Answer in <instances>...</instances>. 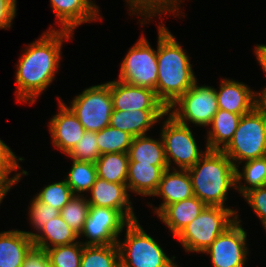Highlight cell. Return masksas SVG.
<instances>
[{
    "label": "cell",
    "mask_w": 266,
    "mask_h": 267,
    "mask_svg": "<svg viewBox=\"0 0 266 267\" xmlns=\"http://www.w3.org/2000/svg\"><path fill=\"white\" fill-rule=\"evenodd\" d=\"M237 215L238 210L232 207L206 206L175 238L186 253L203 254L237 220Z\"/></svg>",
    "instance_id": "5"
},
{
    "label": "cell",
    "mask_w": 266,
    "mask_h": 267,
    "mask_svg": "<svg viewBox=\"0 0 266 267\" xmlns=\"http://www.w3.org/2000/svg\"><path fill=\"white\" fill-rule=\"evenodd\" d=\"M33 247L32 238L23 230L0 232V267H21Z\"/></svg>",
    "instance_id": "21"
},
{
    "label": "cell",
    "mask_w": 266,
    "mask_h": 267,
    "mask_svg": "<svg viewBox=\"0 0 266 267\" xmlns=\"http://www.w3.org/2000/svg\"><path fill=\"white\" fill-rule=\"evenodd\" d=\"M22 175V172L14 173L13 176H4L0 180V205L3 202V199L6 197L8 192H10L11 189H13V186L18 184L20 182V177Z\"/></svg>",
    "instance_id": "41"
},
{
    "label": "cell",
    "mask_w": 266,
    "mask_h": 267,
    "mask_svg": "<svg viewBox=\"0 0 266 267\" xmlns=\"http://www.w3.org/2000/svg\"><path fill=\"white\" fill-rule=\"evenodd\" d=\"M167 110H113L110 118V126L121 131L128 132L133 137L147 135L152 127L165 119Z\"/></svg>",
    "instance_id": "19"
},
{
    "label": "cell",
    "mask_w": 266,
    "mask_h": 267,
    "mask_svg": "<svg viewBox=\"0 0 266 267\" xmlns=\"http://www.w3.org/2000/svg\"><path fill=\"white\" fill-rule=\"evenodd\" d=\"M215 88L219 109L243 116L256 106V91L233 79H221Z\"/></svg>",
    "instance_id": "18"
},
{
    "label": "cell",
    "mask_w": 266,
    "mask_h": 267,
    "mask_svg": "<svg viewBox=\"0 0 266 267\" xmlns=\"http://www.w3.org/2000/svg\"><path fill=\"white\" fill-rule=\"evenodd\" d=\"M80 267H120L117 244L83 245Z\"/></svg>",
    "instance_id": "30"
},
{
    "label": "cell",
    "mask_w": 266,
    "mask_h": 267,
    "mask_svg": "<svg viewBox=\"0 0 266 267\" xmlns=\"http://www.w3.org/2000/svg\"><path fill=\"white\" fill-rule=\"evenodd\" d=\"M89 209L87 196L74 195L60 211V216L79 236L88 217Z\"/></svg>",
    "instance_id": "32"
},
{
    "label": "cell",
    "mask_w": 266,
    "mask_h": 267,
    "mask_svg": "<svg viewBox=\"0 0 266 267\" xmlns=\"http://www.w3.org/2000/svg\"><path fill=\"white\" fill-rule=\"evenodd\" d=\"M5 176V174L0 170V180Z\"/></svg>",
    "instance_id": "44"
},
{
    "label": "cell",
    "mask_w": 266,
    "mask_h": 267,
    "mask_svg": "<svg viewBox=\"0 0 266 267\" xmlns=\"http://www.w3.org/2000/svg\"><path fill=\"white\" fill-rule=\"evenodd\" d=\"M68 107L86 131L98 132L108 127L113 112L110 81L85 88L70 100Z\"/></svg>",
    "instance_id": "9"
},
{
    "label": "cell",
    "mask_w": 266,
    "mask_h": 267,
    "mask_svg": "<svg viewBox=\"0 0 266 267\" xmlns=\"http://www.w3.org/2000/svg\"><path fill=\"white\" fill-rule=\"evenodd\" d=\"M129 222L117 211L108 207L90 206L88 217L78 238L83 245L117 244Z\"/></svg>",
    "instance_id": "12"
},
{
    "label": "cell",
    "mask_w": 266,
    "mask_h": 267,
    "mask_svg": "<svg viewBox=\"0 0 266 267\" xmlns=\"http://www.w3.org/2000/svg\"><path fill=\"white\" fill-rule=\"evenodd\" d=\"M266 231V186L250 189L243 196Z\"/></svg>",
    "instance_id": "37"
},
{
    "label": "cell",
    "mask_w": 266,
    "mask_h": 267,
    "mask_svg": "<svg viewBox=\"0 0 266 267\" xmlns=\"http://www.w3.org/2000/svg\"><path fill=\"white\" fill-rule=\"evenodd\" d=\"M50 26L19 56L15 70L17 102L34 104L52 84L61 66L63 43L74 37L73 32Z\"/></svg>",
    "instance_id": "1"
},
{
    "label": "cell",
    "mask_w": 266,
    "mask_h": 267,
    "mask_svg": "<svg viewBox=\"0 0 266 267\" xmlns=\"http://www.w3.org/2000/svg\"><path fill=\"white\" fill-rule=\"evenodd\" d=\"M110 94L113 110H167L166 106L157 98L154 90L129 85L120 80L110 81Z\"/></svg>",
    "instance_id": "15"
},
{
    "label": "cell",
    "mask_w": 266,
    "mask_h": 267,
    "mask_svg": "<svg viewBox=\"0 0 266 267\" xmlns=\"http://www.w3.org/2000/svg\"><path fill=\"white\" fill-rule=\"evenodd\" d=\"M222 151L235 167L266 156V116L256 106L241 117L230 143Z\"/></svg>",
    "instance_id": "6"
},
{
    "label": "cell",
    "mask_w": 266,
    "mask_h": 267,
    "mask_svg": "<svg viewBox=\"0 0 266 267\" xmlns=\"http://www.w3.org/2000/svg\"><path fill=\"white\" fill-rule=\"evenodd\" d=\"M120 65L118 80L154 90L156 93L157 50L151 47L146 35H141L140 39L132 45Z\"/></svg>",
    "instance_id": "10"
},
{
    "label": "cell",
    "mask_w": 266,
    "mask_h": 267,
    "mask_svg": "<svg viewBox=\"0 0 266 267\" xmlns=\"http://www.w3.org/2000/svg\"><path fill=\"white\" fill-rule=\"evenodd\" d=\"M97 145L101 155L106 153H128L133 136L112 126L96 132Z\"/></svg>",
    "instance_id": "31"
},
{
    "label": "cell",
    "mask_w": 266,
    "mask_h": 267,
    "mask_svg": "<svg viewBox=\"0 0 266 267\" xmlns=\"http://www.w3.org/2000/svg\"><path fill=\"white\" fill-rule=\"evenodd\" d=\"M241 219L237 220L221 233L203 252L210 256L213 267H244L249 248H247V232L242 228Z\"/></svg>",
    "instance_id": "11"
},
{
    "label": "cell",
    "mask_w": 266,
    "mask_h": 267,
    "mask_svg": "<svg viewBox=\"0 0 266 267\" xmlns=\"http://www.w3.org/2000/svg\"><path fill=\"white\" fill-rule=\"evenodd\" d=\"M21 267H50V261L46 250L33 247L26 255Z\"/></svg>",
    "instance_id": "40"
},
{
    "label": "cell",
    "mask_w": 266,
    "mask_h": 267,
    "mask_svg": "<svg viewBox=\"0 0 266 267\" xmlns=\"http://www.w3.org/2000/svg\"><path fill=\"white\" fill-rule=\"evenodd\" d=\"M90 198L87 200L90 206L108 207L117 210L128 222L136 221L138 218L133 211V203L130 200L131 194L127 184L111 183L97 177L91 187Z\"/></svg>",
    "instance_id": "13"
},
{
    "label": "cell",
    "mask_w": 266,
    "mask_h": 267,
    "mask_svg": "<svg viewBox=\"0 0 266 267\" xmlns=\"http://www.w3.org/2000/svg\"><path fill=\"white\" fill-rule=\"evenodd\" d=\"M167 168L169 167L129 162L126 182L129 193L152 197L157 191L163 172Z\"/></svg>",
    "instance_id": "22"
},
{
    "label": "cell",
    "mask_w": 266,
    "mask_h": 267,
    "mask_svg": "<svg viewBox=\"0 0 266 267\" xmlns=\"http://www.w3.org/2000/svg\"><path fill=\"white\" fill-rule=\"evenodd\" d=\"M218 109L215 88L196 81L167 108V113L181 124L208 128Z\"/></svg>",
    "instance_id": "8"
},
{
    "label": "cell",
    "mask_w": 266,
    "mask_h": 267,
    "mask_svg": "<svg viewBox=\"0 0 266 267\" xmlns=\"http://www.w3.org/2000/svg\"><path fill=\"white\" fill-rule=\"evenodd\" d=\"M59 111L49 121L48 129L54 148L67 155L82 139L86 130L62 98L57 96Z\"/></svg>",
    "instance_id": "14"
},
{
    "label": "cell",
    "mask_w": 266,
    "mask_h": 267,
    "mask_svg": "<svg viewBox=\"0 0 266 267\" xmlns=\"http://www.w3.org/2000/svg\"><path fill=\"white\" fill-rule=\"evenodd\" d=\"M241 117V115L218 109L206 132L205 146L208 150L222 151L230 143Z\"/></svg>",
    "instance_id": "23"
},
{
    "label": "cell",
    "mask_w": 266,
    "mask_h": 267,
    "mask_svg": "<svg viewBox=\"0 0 266 267\" xmlns=\"http://www.w3.org/2000/svg\"><path fill=\"white\" fill-rule=\"evenodd\" d=\"M128 6L130 16L142 17L140 20L141 26L150 23L153 18L160 17L166 14H173L177 18L179 15L185 16L181 12L182 0H125ZM182 13V14H181ZM179 16V17H178Z\"/></svg>",
    "instance_id": "25"
},
{
    "label": "cell",
    "mask_w": 266,
    "mask_h": 267,
    "mask_svg": "<svg viewBox=\"0 0 266 267\" xmlns=\"http://www.w3.org/2000/svg\"><path fill=\"white\" fill-rule=\"evenodd\" d=\"M46 252L50 267H80L83 244L78 240L72 244L49 248Z\"/></svg>",
    "instance_id": "33"
},
{
    "label": "cell",
    "mask_w": 266,
    "mask_h": 267,
    "mask_svg": "<svg viewBox=\"0 0 266 267\" xmlns=\"http://www.w3.org/2000/svg\"><path fill=\"white\" fill-rule=\"evenodd\" d=\"M129 162H140L153 166H168L161 136L155 139L148 135L133 137L128 150Z\"/></svg>",
    "instance_id": "26"
},
{
    "label": "cell",
    "mask_w": 266,
    "mask_h": 267,
    "mask_svg": "<svg viewBox=\"0 0 266 267\" xmlns=\"http://www.w3.org/2000/svg\"><path fill=\"white\" fill-rule=\"evenodd\" d=\"M17 0H0V29H10L17 15Z\"/></svg>",
    "instance_id": "39"
},
{
    "label": "cell",
    "mask_w": 266,
    "mask_h": 267,
    "mask_svg": "<svg viewBox=\"0 0 266 267\" xmlns=\"http://www.w3.org/2000/svg\"><path fill=\"white\" fill-rule=\"evenodd\" d=\"M93 0H50L59 30L74 32L78 26L104 19Z\"/></svg>",
    "instance_id": "16"
},
{
    "label": "cell",
    "mask_w": 266,
    "mask_h": 267,
    "mask_svg": "<svg viewBox=\"0 0 266 267\" xmlns=\"http://www.w3.org/2000/svg\"><path fill=\"white\" fill-rule=\"evenodd\" d=\"M166 116L162 122L160 136L167 165L171 169H189L201 159L208 148L205 146L204 150H200L201 146L197 145L190 125L179 123L168 113Z\"/></svg>",
    "instance_id": "7"
},
{
    "label": "cell",
    "mask_w": 266,
    "mask_h": 267,
    "mask_svg": "<svg viewBox=\"0 0 266 267\" xmlns=\"http://www.w3.org/2000/svg\"><path fill=\"white\" fill-rule=\"evenodd\" d=\"M256 107L266 116V87L256 91Z\"/></svg>",
    "instance_id": "43"
},
{
    "label": "cell",
    "mask_w": 266,
    "mask_h": 267,
    "mask_svg": "<svg viewBox=\"0 0 266 267\" xmlns=\"http://www.w3.org/2000/svg\"><path fill=\"white\" fill-rule=\"evenodd\" d=\"M29 203V222L32 225L31 227L35 229V232H24L32 238L36 235V232L38 233L41 230L44 224L60 215V211L47 203L40 202L36 197H33Z\"/></svg>",
    "instance_id": "35"
},
{
    "label": "cell",
    "mask_w": 266,
    "mask_h": 267,
    "mask_svg": "<svg viewBox=\"0 0 266 267\" xmlns=\"http://www.w3.org/2000/svg\"><path fill=\"white\" fill-rule=\"evenodd\" d=\"M161 197L159 207H152L153 213L158 215L167 205L189 199L194 196L193 186L187 169L167 168L161 177L157 191L152 197Z\"/></svg>",
    "instance_id": "17"
},
{
    "label": "cell",
    "mask_w": 266,
    "mask_h": 267,
    "mask_svg": "<svg viewBox=\"0 0 266 267\" xmlns=\"http://www.w3.org/2000/svg\"><path fill=\"white\" fill-rule=\"evenodd\" d=\"M236 167V191L243 196L250 189L266 186V156L243 162ZM244 181V183L242 182Z\"/></svg>",
    "instance_id": "27"
},
{
    "label": "cell",
    "mask_w": 266,
    "mask_h": 267,
    "mask_svg": "<svg viewBox=\"0 0 266 267\" xmlns=\"http://www.w3.org/2000/svg\"><path fill=\"white\" fill-rule=\"evenodd\" d=\"M125 228L124 241L117 240L120 267H180L175 262L176 257L169 258L139 220L129 222Z\"/></svg>",
    "instance_id": "4"
},
{
    "label": "cell",
    "mask_w": 266,
    "mask_h": 267,
    "mask_svg": "<svg viewBox=\"0 0 266 267\" xmlns=\"http://www.w3.org/2000/svg\"><path fill=\"white\" fill-rule=\"evenodd\" d=\"M67 156L76 161L95 163L101 156L97 145L96 132L86 131L82 139L67 154Z\"/></svg>",
    "instance_id": "36"
},
{
    "label": "cell",
    "mask_w": 266,
    "mask_h": 267,
    "mask_svg": "<svg viewBox=\"0 0 266 267\" xmlns=\"http://www.w3.org/2000/svg\"><path fill=\"white\" fill-rule=\"evenodd\" d=\"M206 206L199 198L193 196L167 205L157 218L169 228L173 237H176Z\"/></svg>",
    "instance_id": "20"
},
{
    "label": "cell",
    "mask_w": 266,
    "mask_h": 267,
    "mask_svg": "<svg viewBox=\"0 0 266 267\" xmlns=\"http://www.w3.org/2000/svg\"><path fill=\"white\" fill-rule=\"evenodd\" d=\"M235 169L223 151L208 150L194 166L187 169L194 196L207 206L229 208L225 201L230 189H236Z\"/></svg>",
    "instance_id": "3"
},
{
    "label": "cell",
    "mask_w": 266,
    "mask_h": 267,
    "mask_svg": "<svg viewBox=\"0 0 266 267\" xmlns=\"http://www.w3.org/2000/svg\"><path fill=\"white\" fill-rule=\"evenodd\" d=\"M24 160L23 157L16 156L11 148L0 139V170L6 176H11L12 172H18L19 170L22 172L20 180L23 175H29L19 164V161L22 162Z\"/></svg>",
    "instance_id": "38"
},
{
    "label": "cell",
    "mask_w": 266,
    "mask_h": 267,
    "mask_svg": "<svg viewBox=\"0 0 266 267\" xmlns=\"http://www.w3.org/2000/svg\"><path fill=\"white\" fill-rule=\"evenodd\" d=\"M97 175L111 183L126 184L128 174V153H106L95 162Z\"/></svg>",
    "instance_id": "28"
},
{
    "label": "cell",
    "mask_w": 266,
    "mask_h": 267,
    "mask_svg": "<svg viewBox=\"0 0 266 267\" xmlns=\"http://www.w3.org/2000/svg\"><path fill=\"white\" fill-rule=\"evenodd\" d=\"M157 98L168 108L198 80L188 52L163 23H158Z\"/></svg>",
    "instance_id": "2"
},
{
    "label": "cell",
    "mask_w": 266,
    "mask_h": 267,
    "mask_svg": "<svg viewBox=\"0 0 266 267\" xmlns=\"http://www.w3.org/2000/svg\"><path fill=\"white\" fill-rule=\"evenodd\" d=\"M74 196L65 179L45 185L35 197L61 211Z\"/></svg>",
    "instance_id": "34"
},
{
    "label": "cell",
    "mask_w": 266,
    "mask_h": 267,
    "mask_svg": "<svg viewBox=\"0 0 266 267\" xmlns=\"http://www.w3.org/2000/svg\"><path fill=\"white\" fill-rule=\"evenodd\" d=\"M71 161L72 166L65 180L74 195H85L98 177L96 164L73 159Z\"/></svg>",
    "instance_id": "29"
},
{
    "label": "cell",
    "mask_w": 266,
    "mask_h": 267,
    "mask_svg": "<svg viewBox=\"0 0 266 267\" xmlns=\"http://www.w3.org/2000/svg\"><path fill=\"white\" fill-rule=\"evenodd\" d=\"M34 247L47 250L49 248L68 245L79 240L78 235L70 226L58 215L41 228V230L32 237Z\"/></svg>",
    "instance_id": "24"
},
{
    "label": "cell",
    "mask_w": 266,
    "mask_h": 267,
    "mask_svg": "<svg viewBox=\"0 0 266 267\" xmlns=\"http://www.w3.org/2000/svg\"><path fill=\"white\" fill-rule=\"evenodd\" d=\"M253 52L258 61L257 63L261 65V69L265 72L266 75V44H257Z\"/></svg>",
    "instance_id": "42"
}]
</instances>
